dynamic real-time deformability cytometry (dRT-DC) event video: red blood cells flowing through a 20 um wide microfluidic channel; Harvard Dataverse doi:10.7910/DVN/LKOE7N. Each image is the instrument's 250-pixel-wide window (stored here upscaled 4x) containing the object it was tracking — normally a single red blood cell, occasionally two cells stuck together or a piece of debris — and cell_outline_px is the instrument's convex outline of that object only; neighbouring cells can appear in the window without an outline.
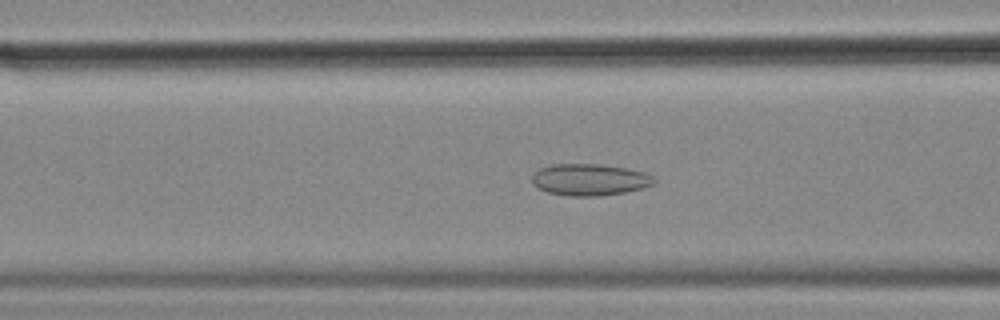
{"species": "common noctule bat (a hibernating species)", "species_latin": "Nyctalus noctula", "temperature_condition": "cold", "stored_images_in_passage": 55, "camera_frame_rate_fps": 3000, "um_per_image_px": 0.085, "animal": {"sex": "female", "body_mass_g": 18.4}, "frame": {"image": 1, "passage_image": 21, "time_ms": 6.667, "image_size_px": [1000, 320], "cell_outline_px": [[656, 180], [652, 184], [640, 188], [624, 192], [596, 196], [568, 196], [548, 192], [536, 188], [532, 184], [532, 176], [540, 168], [552, 164], [600, 164], [624, 168], [644, 172], [652, 176]], "centroid_in_image_um": [50.06, 15.27], "position_along_channel_um": 116.5, "area_um2": 22.37}}
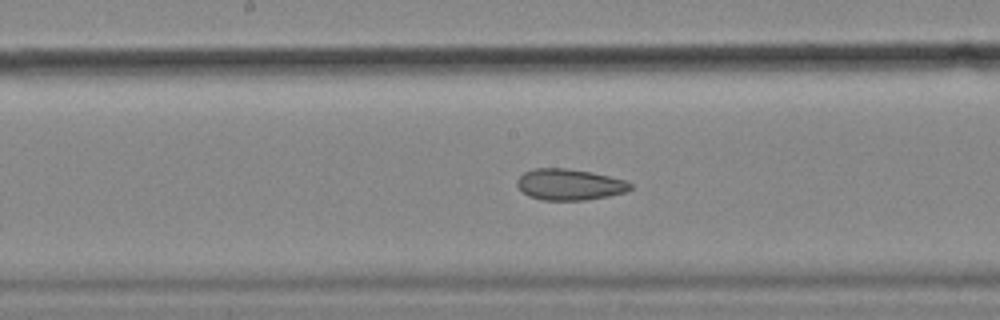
{"frame": {"image": 2, "passage_image": 28, "time_ms": 9.0, "image_size_px": [1000, 320], "cell_outline_px": [[632, 188], [628, 192], [608, 196], [584, 200], [540, 200], [528, 196], [516, 184], [516, 180], [524, 172], [532, 168], [568, 168], [592, 172], [628, 180], [632, 184]], "centroid_in_image_um": [48.43, 15.68], "position_along_channel_um": 199.8, "area_um2": 20.87}}
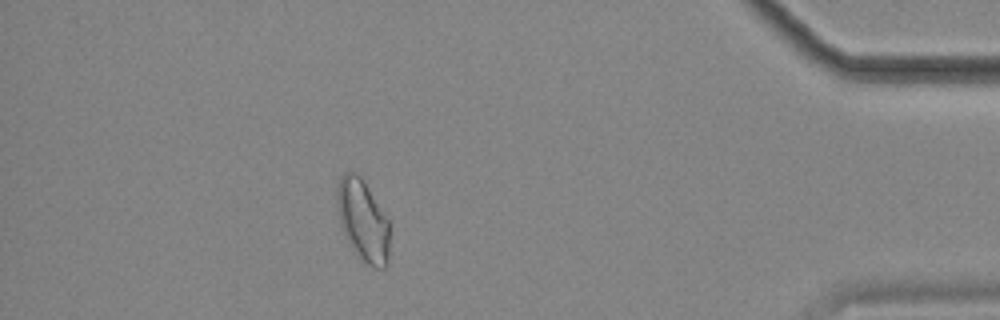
{"frame": {"image": 3, "passage_image": 49, "time_ms": 16.0, "image_size_px": [1000, 320], "cell_outline_px": [[388, 264], [384, 268], [376, 268], [364, 264], [348, 244], [344, 236], [340, 224], [336, 208], [336, 188], [340, 176], [344, 172], [356, 172], [360, 176], [388, 220]], "centroid_in_image_um": [30.79, 18.76], "position_along_channel_um": 404.4, "area_um2": 25.14}, "authors_computed_cell_mechanics": {"area_um2": 23.2934, "velocity_mm_per_s": 3.5735, "shape_relaxation_time_tau1_ms": null, "shape_relaxation_time_tau2_ms": 2.9378, "deformation_change_tau1": null, "deformation_change_tau2": 0.0823}}